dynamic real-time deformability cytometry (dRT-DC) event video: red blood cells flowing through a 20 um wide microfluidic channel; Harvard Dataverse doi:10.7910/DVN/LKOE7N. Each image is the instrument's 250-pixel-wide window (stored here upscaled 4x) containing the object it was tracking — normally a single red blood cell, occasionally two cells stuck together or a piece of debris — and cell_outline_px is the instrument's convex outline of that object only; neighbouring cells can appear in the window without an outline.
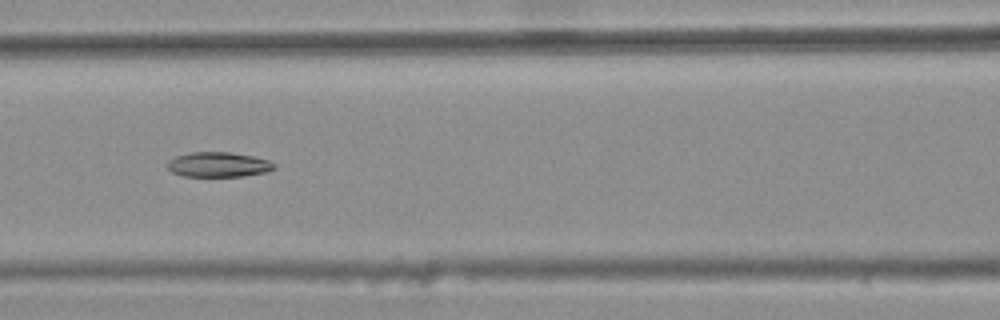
{"species": "common noctule bat (a hibernating species)", "species_latin": "Nyctalus noctula", "temperature_condition": "warm", "stored_images_in_passage": 8, "camera_frame_rate_fps": 3000, "um_per_image_px": 0.085, "animal": {"sex": "female", "body_mass_g": 25.1}, "frame": {"image": 1, "passage_image": 6, "time_ms": 1.667, "image_size_px": [1000, 320], "cell_outline_px": [[276, 168], [268, 172], [244, 176], [184, 176], [172, 172], [168, 168], [168, 160], [176, 156], [192, 152], [228, 152], [252, 156], [268, 160], [276, 164]], "centroid_in_image_um": [18.59, 13.99], "position_along_channel_um": 148.0, "area_um2": 15.49}}
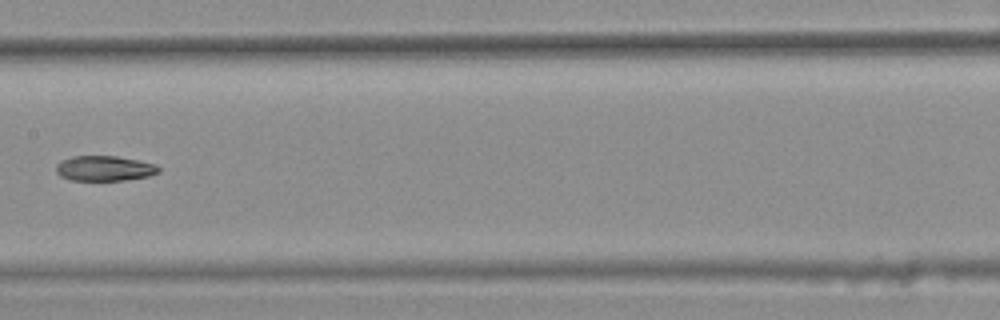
{"frame": {"image": 2, "passage_image": 7, "time_ms": 2.0, "image_size_px": [1000, 320], "cell_outline_px": [[160, 172], [148, 176], [124, 180], [72, 180], [60, 176], [56, 172], [56, 164], [60, 160], [72, 156], [116, 156], [156, 164], [160, 168]], "centroid_in_image_um": [8.86, 14.31], "position_along_channel_um": 198.5, "area_um2": 15.03}}
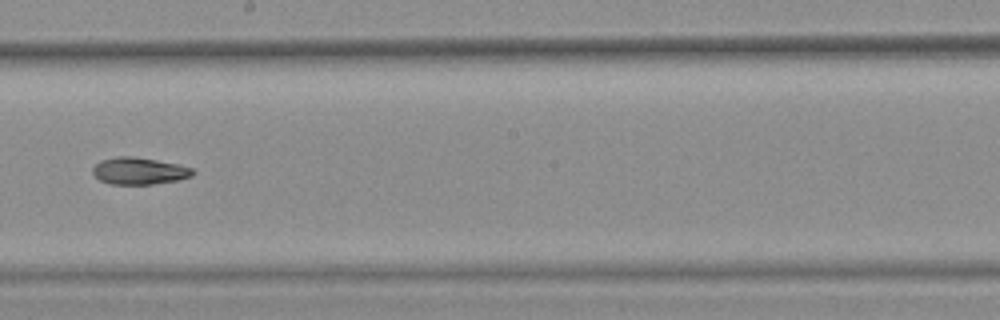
{"frame": {"image": 3, "passage_image": 8, "time_ms": 2.333, "image_size_px": [1000, 320], "cell_outline_px": [[196, 172], [192, 176], [176, 180], [152, 184], [108, 184], [100, 180], [92, 172], [92, 168], [100, 160], [116, 156], [132, 156], [180, 164], [192, 168]], "centroid_in_image_um": [11.82, 14.52], "position_along_channel_um": 236.4, "area_um2": 15.78}}